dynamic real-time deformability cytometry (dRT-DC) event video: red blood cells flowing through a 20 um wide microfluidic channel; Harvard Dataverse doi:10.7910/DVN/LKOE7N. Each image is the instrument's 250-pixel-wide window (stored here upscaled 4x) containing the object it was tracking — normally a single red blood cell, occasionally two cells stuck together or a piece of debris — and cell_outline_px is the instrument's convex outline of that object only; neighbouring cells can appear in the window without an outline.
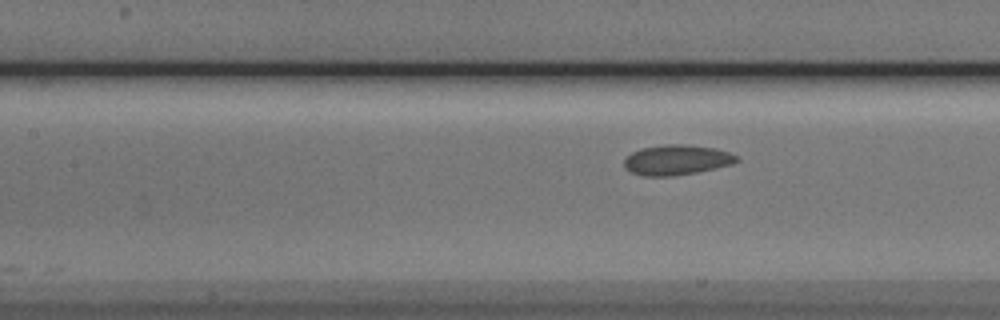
{"species": "Egyptian fruit bat (a non-hibernating species)", "species_latin": "Rousettus aegyptiacus", "temperature_condition": "cold", "stored_images_in_passage": 6, "camera_frame_rate_fps": 3000, "um_per_image_px": 0.085, "animal": {"sex": "male"}, "frame": {"image": 1, "passage_image": 6, "time_ms": 6.667, "image_size_px": [1000, 320], "cell_outline_px": [[740, 160], [732, 164], [716, 168], [696, 172], [672, 176], [644, 176], [632, 172], [624, 168], [624, 160], [632, 152], [640, 148], [664, 144], [688, 144], [716, 148], [728, 152], [736, 156]], "centroid_in_image_um": [57.51, 13.58], "position_along_channel_um": 149.9, "area_um2": 19.83}}